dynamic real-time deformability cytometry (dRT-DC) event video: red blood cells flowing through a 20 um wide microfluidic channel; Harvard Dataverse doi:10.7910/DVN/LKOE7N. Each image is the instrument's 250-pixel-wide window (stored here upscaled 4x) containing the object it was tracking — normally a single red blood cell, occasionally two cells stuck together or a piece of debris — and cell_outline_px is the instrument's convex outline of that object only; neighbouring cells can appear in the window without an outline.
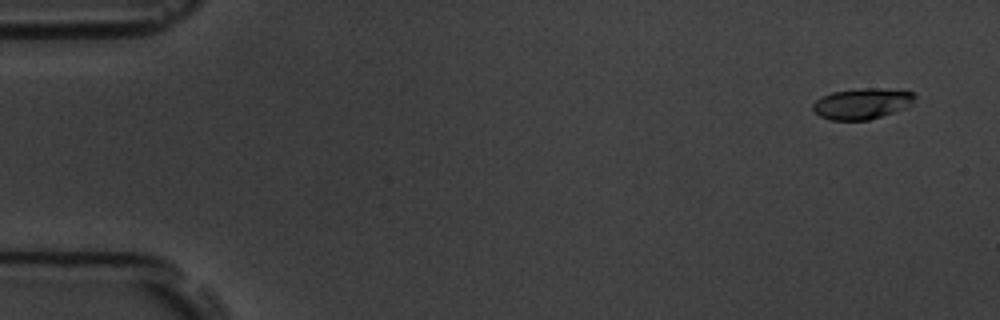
{"species": "common noctule bat (a hibernating species)", "species_latin": "Nyctalus noctula", "temperature_condition": "room temperature", "stored_images_in_passage": 5, "camera_frame_rate_fps": 3000, "um_per_image_px": 0.085, "animal": {"sex": "male", "body_mass_g": 19.5, "forearm_length_mm": 54.6}, "frame": {"image": 1, "passage_image": 2, "time_ms": 1.0, "image_size_px": [1000, 320], "cell_outline_px": [[916, 96], [912, 104], [904, 108], [868, 120], [828, 120], [820, 116], [812, 108], [812, 104], [816, 100], [832, 92], [860, 88], [876, 88], [912, 92]], "centroid_in_image_um": [73.25, 8.81], "position_along_channel_um": 11.8, "area_um2": 18.09}}
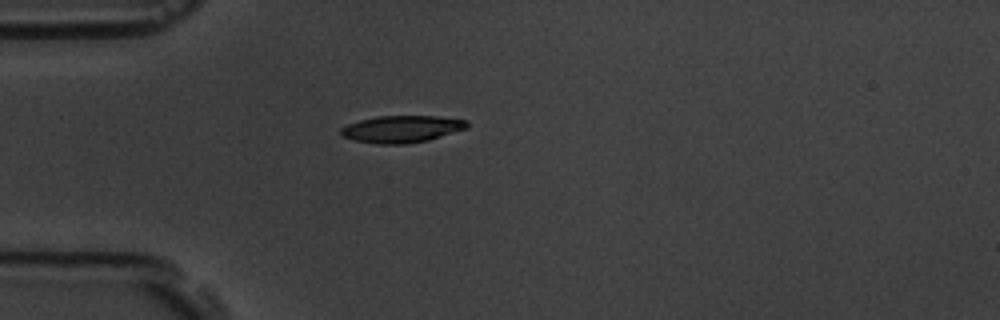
{"frame": {"image": 2, "passage_image": 5, "time_ms": 5.333, "image_size_px": [1000, 320], "cell_outline_px": [[468, 128], [428, 140], [404, 144], [376, 144], [356, 140], [344, 136], [340, 132], [340, 128], [348, 124], [360, 120], [376, 116], [436, 116], [468, 120]], "centroid_in_image_um": [34.17, 10.96], "position_along_channel_um": 50.8, "area_um2": 19.77}}